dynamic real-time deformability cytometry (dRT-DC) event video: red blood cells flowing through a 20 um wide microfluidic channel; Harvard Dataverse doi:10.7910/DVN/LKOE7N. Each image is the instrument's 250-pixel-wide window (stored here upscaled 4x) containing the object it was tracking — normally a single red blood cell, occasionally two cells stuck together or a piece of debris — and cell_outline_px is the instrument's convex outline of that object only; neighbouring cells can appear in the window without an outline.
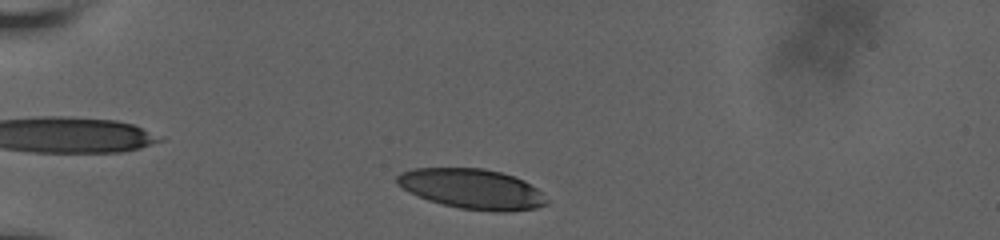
{"species": "human", "species_latin": "Homo sapiens", "temperature_condition": "room temperature", "stored_images_in_passage": 53, "camera_frame_rate_fps": 3000, "um_per_image_px": 0.085, "donor": {"sex": "male"}, "frame": {"image": 1, "passage_image": 4, "time_ms": 0.667, "image_size_px": [1000, 240], "cell_outline_px": [[548, 204], [536, 208], [504, 212], [496, 212], [460, 208], [428, 200], [396, 184], [396, 176], [400, 172], [416, 168], [484, 168], [500, 172], [524, 180], [536, 188], [548, 200]], "centroid_in_image_um": [40.14, 16.05], "position_along_channel_um": 44.9, "area_um2": 34.68}}
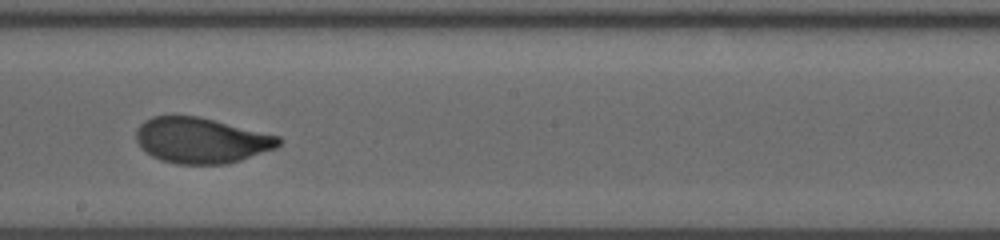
{"frame": {"image": 2, "passage_image": 30, "time_ms": 7.0, "image_size_px": [1000, 240], "cell_outline_px": [[280, 144], [276, 148], [228, 164], [176, 164], [160, 160], [152, 156], [136, 140], [136, 128], [144, 120], [152, 116], [196, 116], [280, 136]], "centroid_in_image_um": [17.09, 11.94], "position_along_channel_um": 231.1, "area_um2": 37.57}}
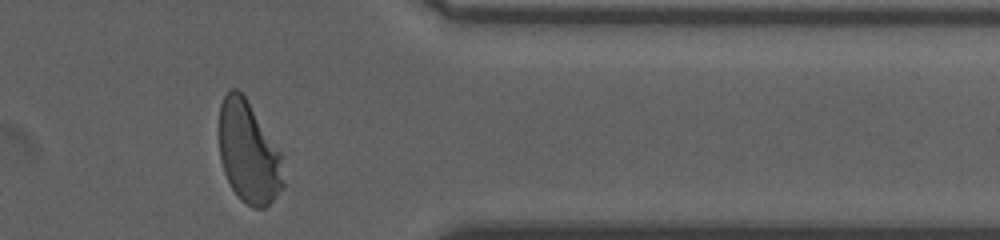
{"frame": {"image": 3, "passage_image": 51, "time_ms": 11.667, "image_size_px": [1000, 240], "cell_outline_px": [[284, 184], [276, 196], [264, 208], [252, 208], [240, 200], [232, 188], [224, 172], [220, 160], [220, 104], [224, 96], [232, 88], [236, 88], [244, 96], [280, 152]], "centroid_in_image_um": [21.11, 13.0], "position_along_channel_um": 390.3, "area_um2": 37.45}, "authors_computed_cell_mechanics": {"area_um2": 38.0902, "velocity_mm_per_s": 3.6206, "shape_relaxation_time_tau1_ms": 4.0707, "shape_relaxation_time_tau2_ms": null, "deformation_change_tau1": 0.1885, "deformation_change_tau2": null}}